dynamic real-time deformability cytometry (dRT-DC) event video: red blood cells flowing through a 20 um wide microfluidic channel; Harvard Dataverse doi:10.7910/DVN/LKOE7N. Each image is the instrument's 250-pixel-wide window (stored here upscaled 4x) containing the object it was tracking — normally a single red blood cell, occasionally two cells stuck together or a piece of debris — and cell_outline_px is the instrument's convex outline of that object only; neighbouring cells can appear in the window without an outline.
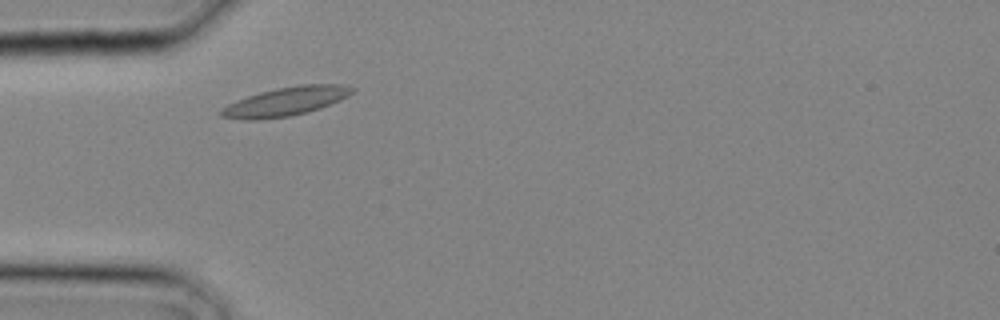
{"species": "common noctule bat (a hibernating species)", "species_latin": "Nyctalus noctula", "temperature_condition": "cold", "stored_images_in_passage": 20, "camera_frame_rate_fps": 3000, "um_per_image_px": 0.085, "animal": {"sex": "male", "body_mass_g": 20.4}, "frame": {"image": 1, "passage_image": 4, "time_ms": 1.0, "image_size_px": [1000, 320], "cell_outline_px": [[356, 88], [348, 96], [340, 100], [320, 108], [308, 112], [288, 116], [256, 120], [244, 120], [220, 116], [216, 112], [220, 108], [236, 100], [260, 92], [276, 88], [300, 84], [340, 84]], "centroid_in_image_um": [24.24, 8.62], "position_along_channel_um": 60.8, "area_um2": 22.08}}
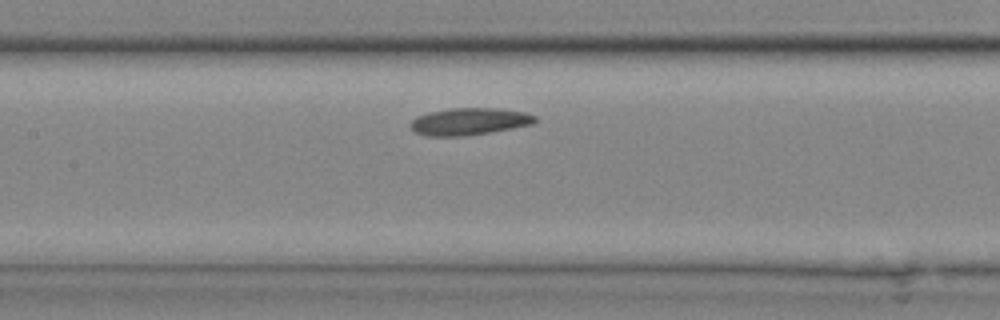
{"frame": {"image": 2, "passage_image": 9, "time_ms": 2.667, "image_size_px": [1000, 320], "cell_outline_px": [[536, 120], [532, 124], [492, 132], [464, 136], [428, 136], [416, 132], [408, 124], [416, 116], [428, 112], [452, 108], [492, 108], [524, 112], [536, 116]], "centroid_in_image_um": [39.85, 10.33], "position_along_channel_um": 167.5, "area_um2": 19.59}}
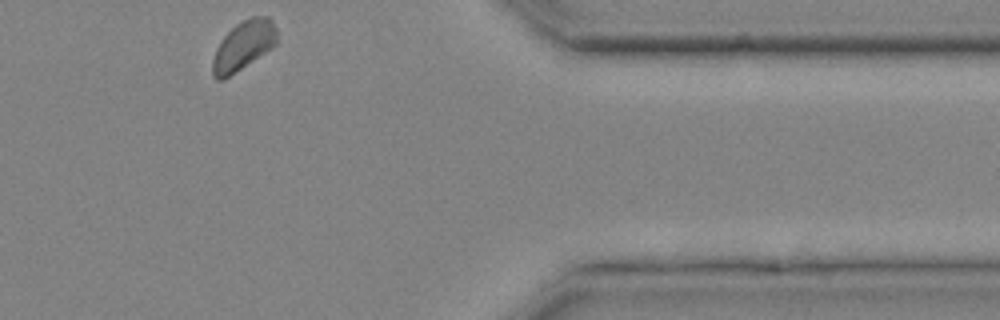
{"frame": {"image": 3, "passage_image": 20, "time_ms": 6.333, "image_size_px": [1000, 320], "cell_outline_px": [[276, 44], [272, 48], [224, 80], [216, 80], [212, 76], [212, 60], [216, 48], [224, 36], [236, 24], [252, 16], [268, 16], [272, 20], [276, 28]], "centroid_in_image_um": [20.68, 3.89], "position_along_channel_um": 390.7, "area_um2": 18.44}}